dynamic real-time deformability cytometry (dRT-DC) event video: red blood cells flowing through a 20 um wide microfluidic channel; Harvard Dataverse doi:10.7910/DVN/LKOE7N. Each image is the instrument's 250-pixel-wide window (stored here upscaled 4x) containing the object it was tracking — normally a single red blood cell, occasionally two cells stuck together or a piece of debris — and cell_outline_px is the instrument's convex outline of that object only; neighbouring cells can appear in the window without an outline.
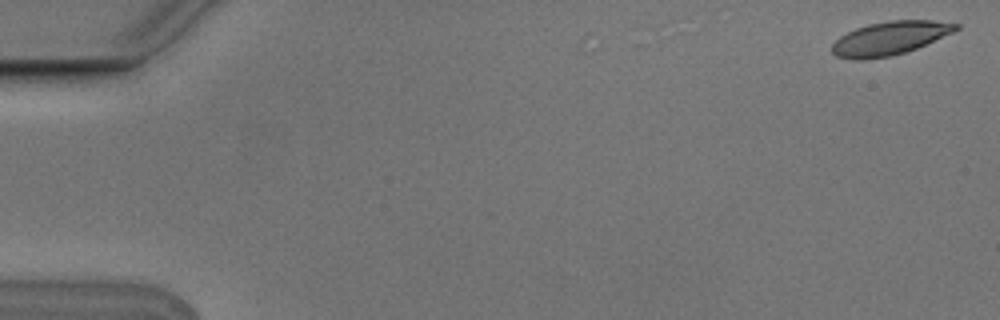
{"species": "Egyptian fruit bat (a non-hibernating species)", "species_latin": "Rousettus aegyptiacus", "temperature_condition": "cold", "stored_images_in_passage": 3, "camera_frame_rate_fps": 3000, "um_per_image_px": 0.085, "animal": {"sex": "male"}, "frame": {"image": 1, "passage_image": 1, "time_ms": 0.0, "image_size_px": [1000, 320], "cell_outline_px": [[960, 28], [952, 32], [916, 48], [892, 56], [864, 60], [852, 60], [836, 56], [832, 52], [832, 44], [840, 36], [856, 28], [868, 24], [892, 20], [932, 20], [960, 24]], "centroid_in_image_um": [75.6, 3.25], "position_along_channel_um": 9.4, "area_um2": 24.04}}